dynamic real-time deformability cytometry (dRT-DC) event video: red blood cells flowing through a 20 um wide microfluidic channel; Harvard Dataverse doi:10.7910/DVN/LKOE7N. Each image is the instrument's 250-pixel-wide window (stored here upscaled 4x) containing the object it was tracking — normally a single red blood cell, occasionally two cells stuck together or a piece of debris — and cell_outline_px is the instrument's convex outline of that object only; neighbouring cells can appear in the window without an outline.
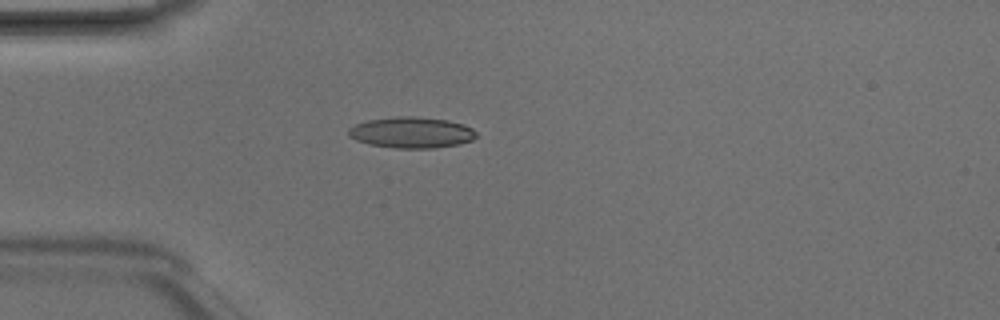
{"species": "Egyptian fruit bat (a non-hibernating species)", "species_latin": "Rousettus aegyptiacus", "temperature_condition": "room temperature", "stored_images_in_passage": 4, "camera_frame_rate_fps": 3000, "um_per_image_px": 0.085, "animal": {"sex": "male"}, "frame": {"image": 1, "passage_image": 4, "time_ms": 1.0, "image_size_px": [1000, 320], "cell_outline_px": [[476, 136], [472, 140], [460, 144], [432, 148], [396, 148], [368, 144], [356, 140], [348, 136], [348, 128], [356, 124], [368, 120], [396, 116], [412, 116], [448, 120], [464, 124], [472, 128], [476, 132]], "centroid_in_image_um": [34.97, 11.26], "position_along_channel_um": 50.0, "area_um2": 23.18}}